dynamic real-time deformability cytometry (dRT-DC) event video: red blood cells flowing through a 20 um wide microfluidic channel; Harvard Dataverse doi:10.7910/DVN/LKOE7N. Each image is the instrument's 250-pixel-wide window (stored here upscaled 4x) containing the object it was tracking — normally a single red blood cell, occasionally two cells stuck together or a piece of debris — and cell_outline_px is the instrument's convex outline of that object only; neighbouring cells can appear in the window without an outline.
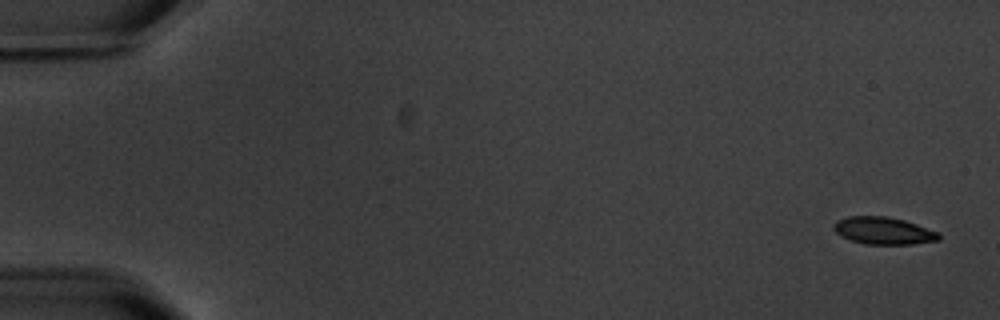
{"species": "common noctule bat (a hibernating species)", "species_latin": "Nyctalus noctula", "temperature_condition": "warm", "stored_images_in_passage": 8, "camera_frame_rate_fps": 3000, "um_per_image_px": 0.085, "animal": {"sex": "male", "body_mass_g": 20.1, "forearm_length_mm": 53.5}, "frame": {"image": 1, "passage_image": 1, "time_ms": 0.0, "image_size_px": [1000, 320], "cell_outline_px": [[940, 240], [912, 244], [864, 244], [840, 236], [832, 228], [836, 220], [848, 216], [888, 216], [904, 220], [940, 232]], "centroid_in_image_um": [75.09, 19.6], "position_along_channel_um": 9.9, "area_um2": 16.82}}
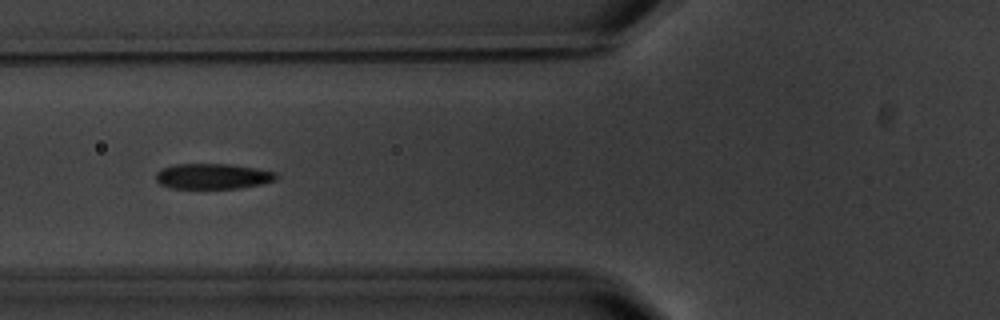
{"frame": {"image": 2, "passage_image": 7, "time_ms": 7.0, "image_size_px": [1000, 320], "cell_outline_px": [[276, 180], [260, 184], [240, 188], [172, 188], [160, 184], [156, 180], [156, 172], [160, 168], [176, 164], [232, 164], [256, 168], [276, 172]], "centroid_in_image_um": [18.07, 14.97], "position_along_channel_um": 107.7, "area_um2": 17.86}}
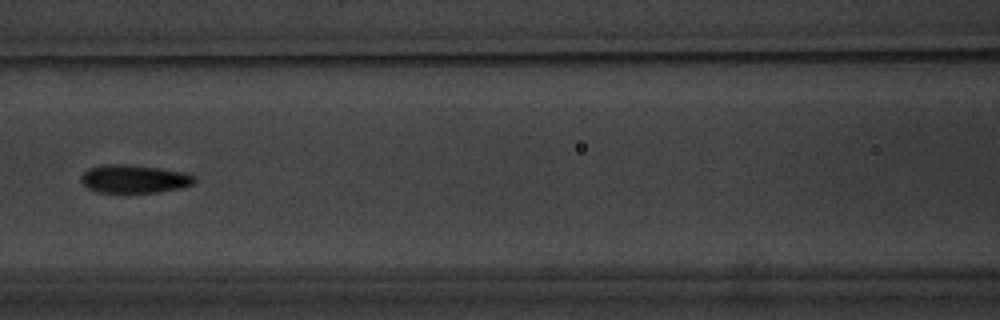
{"frame": {"image": 3, "passage_image": 8, "time_ms": 8.333, "image_size_px": [1000, 320], "cell_outline_px": [[196, 180], [192, 184], [176, 188], [156, 192], [96, 192], [88, 188], [80, 180], [80, 176], [88, 168], [104, 164], [128, 164], [160, 168], [188, 172], [196, 176]], "centroid_in_image_um": [11.39, 15.18], "position_along_channel_um": 155.2, "area_um2": 18.67}}